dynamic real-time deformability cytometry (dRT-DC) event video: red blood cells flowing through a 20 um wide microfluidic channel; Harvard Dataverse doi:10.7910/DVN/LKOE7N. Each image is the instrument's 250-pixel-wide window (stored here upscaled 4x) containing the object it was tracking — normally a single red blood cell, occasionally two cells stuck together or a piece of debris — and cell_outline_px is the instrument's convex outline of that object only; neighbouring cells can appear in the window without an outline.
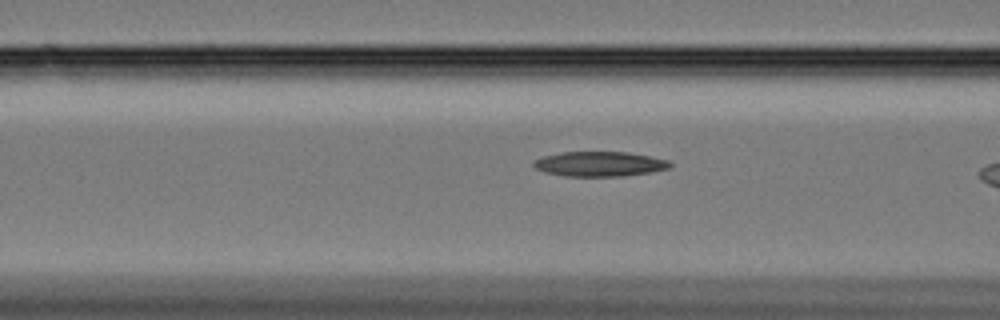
{"species": "Egyptian fruit bat (a non-hibernating species)", "species_latin": "Rousettus aegyptiacus", "temperature_condition": "cold", "stored_images_in_passage": 43, "camera_frame_rate_fps": 3000, "um_per_image_px": 0.085, "animal": {"sex": "female"}, "frame": {"image": 1, "passage_image": 19, "time_ms": 6.0, "image_size_px": [1000, 320], "cell_outline_px": [[672, 164], [668, 168], [652, 172], [624, 176], [564, 176], [544, 172], [536, 168], [532, 164], [532, 160], [544, 156], [560, 152], [628, 152], [668, 160]], "centroid_in_image_um": [50.93, 13.94], "position_along_channel_um": 115.7, "area_um2": 19.77}}
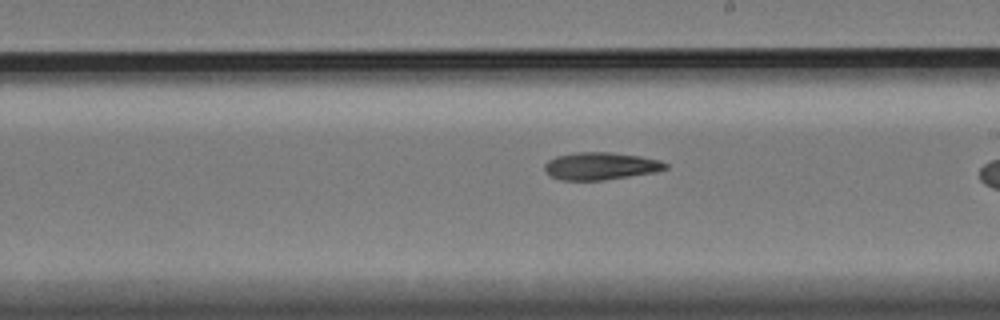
{"frame": {"image": 2, "passage_image": 30, "time_ms": 9.667, "image_size_px": [1000, 320], "cell_outline_px": [[668, 168], [656, 172], [604, 180], [560, 180], [544, 172], [544, 164], [548, 160], [556, 156], [576, 152], [612, 152], [640, 156], [660, 160], [668, 164]], "centroid_in_image_um": [51.05, 14.11], "position_along_channel_um": 238.0, "area_um2": 19.48}}
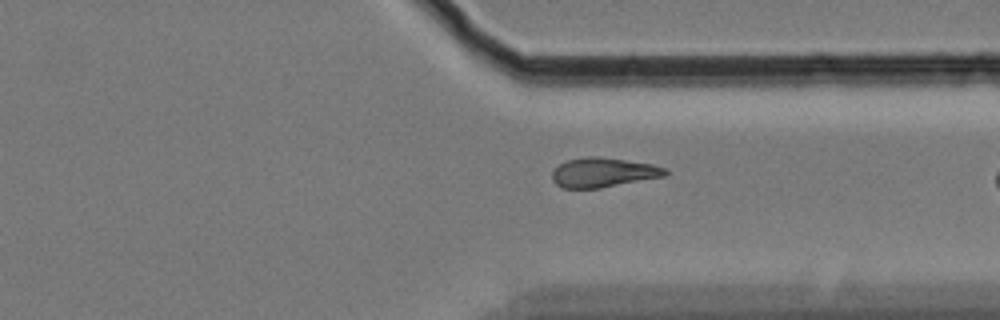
{"frame": {"image": 3, "passage_image": 41, "time_ms": 13.333, "image_size_px": [1000, 320], "cell_outline_px": [[668, 172], [664, 176], [600, 188], [564, 188], [556, 184], [552, 180], [552, 172], [560, 164], [568, 160], [588, 156], [596, 156], [652, 164], [668, 168]], "centroid_in_image_um": [51.28, 14.66], "position_along_channel_um": 360.1, "area_um2": 19.25}}